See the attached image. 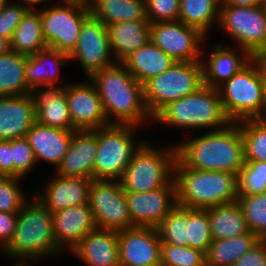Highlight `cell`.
Listing matches in <instances>:
<instances>
[{"label":"cell","mask_w":266,"mask_h":266,"mask_svg":"<svg viewBox=\"0 0 266 266\" xmlns=\"http://www.w3.org/2000/svg\"><path fill=\"white\" fill-rule=\"evenodd\" d=\"M0 176L14 177L12 140H0Z\"/></svg>","instance_id":"7dc6e473"},{"label":"cell","mask_w":266,"mask_h":266,"mask_svg":"<svg viewBox=\"0 0 266 266\" xmlns=\"http://www.w3.org/2000/svg\"><path fill=\"white\" fill-rule=\"evenodd\" d=\"M93 179L56 175L35 193V197L51 212L88 204ZM44 189V190H43Z\"/></svg>","instance_id":"d6986e66"},{"label":"cell","mask_w":266,"mask_h":266,"mask_svg":"<svg viewBox=\"0 0 266 266\" xmlns=\"http://www.w3.org/2000/svg\"><path fill=\"white\" fill-rule=\"evenodd\" d=\"M106 28L116 62H122L151 40V23L148 20L117 22L106 25Z\"/></svg>","instance_id":"484cf974"},{"label":"cell","mask_w":266,"mask_h":266,"mask_svg":"<svg viewBox=\"0 0 266 266\" xmlns=\"http://www.w3.org/2000/svg\"><path fill=\"white\" fill-rule=\"evenodd\" d=\"M220 6L218 0H180L178 20L208 37L213 24L218 26Z\"/></svg>","instance_id":"836d02e7"},{"label":"cell","mask_w":266,"mask_h":266,"mask_svg":"<svg viewBox=\"0 0 266 266\" xmlns=\"http://www.w3.org/2000/svg\"><path fill=\"white\" fill-rule=\"evenodd\" d=\"M12 160L14 163V177L22 179L37 163L33 150L26 138L12 140Z\"/></svg>","instance_id":"b9f144b4"},{"label":"cell","mask_w":266,"mask_h":266,"mask_svg":"<svg viewBox=\"0 0 266 266\" xmlns=\"http://www.w3.org/2000/svg\"><path fill=\"white\" fill-rule=\"evenodd\" d=\"M261 238L252 232L222 240H212L206 255V266H233L249 252Z\"/></svg>","instance_id":"f546056e"},{"label":"cell","mask_w":266,"mask_h":266,"mask_svg":"<svg viewBox=\"0 0 266 266\" xmlns=\"http://www.w3.org/2000/svg\"><path fill=\"white\" fill-rule=\"evenodd\" d=\"M254 61L258 64L262 76H263V80H264V84L266 87V50L265 51H261L257 54H255L253 57Z\"/></svg>","instance_id":"681fc988"},{"label":"cell","mask_w":266,"mask_h":266,"mask_svg":"<svg viewBox=\"0 0 266 266\" xmlns=\"http://www.w3.org/2000/svg\"><path fill=\"white\" fill-rule=\"evenodd\" d=\"M11 51L10 40L0 36V56Z\"/></svg>","instance_id":"816d5d0a"},{"label":"cell","mask_w":266,"mask_h":266,"mask_svg":"<svg viewBox=\"0 0 266 266\" xmlns=\"http://www.w3.org/2000/svg\"><path fill=\"white\" fill-rule=\"evenodd\" d=\"M65 94L70 118L76 130H95L110 125L101 98L89 78L83 83H67Z\"/></svg>","instance_id":"2e32d148"},{"label":"cell","mask_w":266,"mask_h":266,"mask_svg":"<svg viewBox=\"0 0 266 266\" xmlns=\"http://www.w3.org/2000/svg\"><path fill=\"white\" fill-rule=\"evenodd\" d=\"M18 212L17 225L10 242L1 250L15 263H33L57 256L52 213L35 197H29Z\"/></svg>","instance_id":"3957f363"},{"label":"cell","mask_w":266,"mask_h":266,"mask_svg":"<svg viewBox=\"0 0 266 266\" xmlns=\"http://www.w3.org/2000/svg\"><path fill=\"white\" fill-rule=\"evenodd\" d=\"M70 61L77 60L82 66L86 79L101 69L116 64L106 25L90 15L83 23L77 45L69 55Z\"/></svg>","instance_id":"5bb4252c"},{"label":"cell","mask_w":266,"mask_h":266,"mask_svg":"<svg viewBox=\"0 0 266 266\" xmlns=\"http://www.w3.org/2000/svg\"><path fill=\"white\" fill-rule=\"evenodd\" d=\"M20 177L0 176V212L18 213L28 200L20 187Z\"/></svg>","instance_id":"60d3db41"},{"label":"cell","mask_w":266,"mask_h":266,"mask_svg":"<svg viewBox=\"0 0 266 266\" xmlns=\"http://www.w3.org/2000/svg\"><path fill=\"white\" fill-rule=\"evenodd\" d=\"M66 85L64 82L60 85H43L30 89L29 95L34 105L36 122L46 126L76 131L69 114L65 94Z\"/></svg>","instance_id":"ac0fdd59"},{"label":"cell","mask_w":266,"mask_h":266,"mask_svg":"<svg viewBox=\"0 0 266 266\" xmlns=\"http://www.w3.org/2000/svg\"><path fill=\"white\" fill-rule=\"evenodd\" d=\"M36 122L30 95L0 96V140L25 138Z\"/></svg>","instance_id":"cb8c5ba5"},{"label":"cell","mask_w":266,"mask_h":266,"mask_svg":"<svg viewBox=\"0 0 266 266\" xmlns=\"http://www.w3.org/2000/svg\"><path fill=\"white\" fill-rule=\"evenodd\" d=\"M54 238L61 252L73 248L97 228L89 204L72 206L52 213Z\"/></svg>","instance_id":"ffe728a7"},{"label":"cell","mask_w":266,"mask_h":266,"mask_svg":"<svg viewBox=\"0 0 266 266\" xmlns=\"http://www.w3.org/2000/svg\"><path fill=\"white\" fill-rule=\"evenodd\" d=\"M217 89L224 113L231 122L261 117L265 84L253 58Z\"/></svg>","instance_id":"52a82bcc"},{"label":"cell","mask_w":266,"mask_h":266,"mask_svg":"<svg viewBox=\"0 0 266 266\" xmlns=\"http://www.w3.org/2000/svg\"><path fill=\"white\" fill-rule=\"evenodd\" d=\"M265 0H225L221 6L251 7L264 5Z\"/></svg>","instance_id":"c3c4849f"},{"label":"cell","mask_w":266,"mask_h":266,"mask_svg":"<svg viewBox=\"0 0 266 266\" xmlns=\"http://www.w3.org/2000/svg\"><path fill=\"white\" fill-rule=\"evenodd\" d=\"M97 152V129L73 131L72 139L55 175L93 179Z\"/></svg>","instance_id":"44dd1931"},{"label":"cell","mask_w":266,"mask_h":266,"mask_svg":"<svg viewBox=\"0 0 266 266\" xmlns=\"http://www.w3.org/2000/svg\"><path fill=\"white\" fill-rule=\"evenodd\" d=\"M12 266H30V264L29 263H15Z\"/></svg>","instance_id":"11a10c76"},{"label":"cell","mask_w":266,"mask_h":266,"mask_svg":"<svg viewBox=\"0 0 266 266\" xmlns=\"http://www.w3.org/2000/svg\"><path fill=\"white\" fill-rule=\"evenodd\" d=\"M161 266H206L205 252L189 246L161 244Z\"/></svg>","instance_id":"ab89813d"},{"label":"cell","mask_w":266,"mask_h":266,"mask_svg":"<svg viewBox=\"0 0 266 266\" xmlns=\"http://www.w3.org/2000/svg\"><path fill=\"white\" fill-rule=\"evenodd\" d=\"M72 134L73 131L35 122L25 138L33 150L36 162L46 161L56 169L68 151Z\"/></svg>","instance_id":"d4e9b609"},{"label":"cell","mask_w":266,"mask_h":266,"mask_svg":"<svg viewBox=\"0 0 266 266\" xmlns=\"http://www.w3.org/2000/svg\"><path fill=\"white\" fill-rule=\"evenodd\" d=\"M9 0H0V9L8 2Z\"/></svg>","instance_id":"9f6ffc18"},{"label":"cell","mask_w":266,"mask_h":266,"mask_svg":"<svg viewBox=\"0 0 266 266\" xmlns=\"http://www.w3.org/2000/svg\"><path fill=\"white\" fill-rule=\"evenodd\" d=\"M213 240L244 235L249 231L241 206L237 201L206 209Z\"/></svg>","instance_id":"f1b7e54d"},{"label":"cell","mask_w":266,"mask_h":266,"mask_svg":"<svg viewBox=\"0 0 266 266\" xmlns=\"http://www.w3.org/2000/svg\"><path fill=\"white\" fill-rule=\"evenodd\" d=\"M88 204L97 228L117 232L133 228L125 192L119 181L93 179Z\"/></svg>","instance_id":"7c38bea8"},{"label":"cell","mask_w":266,"mask_h":266,"mask_svg":"<svg viewBox=\"0 0 266 266\" xmlns=\"http://www.w3.org/2000/svg\"><path fill=\"white\" fill-rule=\"evenodd\" d=\"M175 62L150 40L121 63L143 85L149 79L168 70Z\"/></svg>","instance_id":"83f0119b"},{"label":"cell","mask_w":266,"mask_h":266,"mask_svg":"<svg viewBox=\"0 0 266 266\" xmlns=\"http://www.w3.org/2000/svg\"><path fill=\"white\" fill-rule=\"evenodd\" d=\"M147 20L156 22L177 21L180 0H145Z\"/></svg>","instance_id":"ee69618b"},{"label":"cell","mask_w":266,"mask_h":266,"mask_svg":"<svg viewBox=\"0 0 266 266\" xmlns=\"http://www.w3.org/2000/svg\"><path fill=\"white\" fill-rule=\"evenodd\" d=\"M259 119L266 121V87L264 90V103H263L262 113H261V117Z\"/></svg>","instance_id":"db71d44e"},{"label":"cell","mask_w":266,"mask_h":266,"mask_svg":"<svg viewBox=\"0 0 266 266\" xmlns=\"http://www.w3.org/2000/svg\"><path fill=\"white\" fill-rule=\"evenodd\" d=\"M120 266H161L156 228L133 227L118 232Z\"/></svg>","instance_id":"e0dca14e"},{"label":"cell","mask_w":266,"mask_h":266,"mask_svg":"<svg viewBox=\"0 0 266 266\" xmlns=\"http://www.w3.org/2000/svg\"><path fill=\"white\" fill-rule=\"evenodd\" d=\"M211 48L209 60H201L203 82L208 87L217 89L252 59L244 49L228 48L225 43L214 44Z\"/></svg>","instance_id":"603a6c76"},{"label":"cell","mask_w":266,"mask_h":266,"mask_svg":"<svg viewBox=\"0 0 266 266\" xmlns=\"http://www.w3.org/2000/svg\"><path fill=\"white\" fill-rule=\"evenodd\" d=\"M212 240L208 211L188 208V246L206 253Z\"/></svg>","instance_id":"f35d334b"},{"label":"cell","mask_w":266,"mask_h":266,"mask_svg":"<svg viewBox=\"0 0 266 266\" xmlns=\"http://www.w3.org/2000/svg\"><path fill=\"white\" fill-rule=\"evenodd\" d=\"M176 203L192 209H207L237 201V174L184 167L177 159L173 167Z\"/></svg>","instance_id":"277c9868"},{"label":"cell","mask_w":266,"mask_h":266,"mask_svg":"<svg viewBox=\"0 0 266 266\" xmlns=\"http://www.w3.org/2000/svg\"><path fill=\"white\" fill-rule=\"evenodd\" d=\"M233 266H266V239H261L249 252L235 261Z\"/></svg>","instance_id":"f6af8a7d"},{"label":"cell","mask_w":266,"mask_h":266,"mask_svg":"<svg viewBox=\"0 0 266 266\" xmlns=\"http://www.w3.org/2000/svg\"><path fill=\"white\" fill-rule=\"evenodd\" d=\"M244 145L245 162H266V121L244 119L238 122Z\"/></svg>","instance_id":"e575fe53"},{"label":"cell","mask_w":266,"mask_h":266,"mask_svg":"<svg viewBox=\"0 0 266 266\" xmlns=\"http://www.w3.org/2000/svg\"><path fill=\"white\" fill-rule=\"evenodd\" d=\"M89 80L101 98L109 124L138 127L152 120L144 103L143 85L121 62L95 72Z\"/></svg>","instance_id":"7a4b0ae2"},{"label":"cell","mask_w":266,"mask_h":266,"mask_svg":"<svg viewBox=\"0 0 266 266\" xmlns=\"http://www.w3.org/2000/svg\"><path fill=\"white\" fill-rule=\"evenodd\" d=\"M125 199L133 227L156 228L177 205L174 180L146 193L125 192Z\"/></svg>","instance_id":"9a60e30c"},{"label":"cell","mask_w":266,"mask_h":266,"mask_svg":"<svg viewBox=\"0 0 266 266\" xmlns=\"http://www.w3.org/2000/svg\"><path fill=\"white\" fill-rule=\"evenodd\" d=\"M70 61L68 54L52 48L25 56V77L29 88L43 85H59L60 68Z\"/></svg>","instance_id":"4316f807"},{"label":"cell","mask_w":266,"mask_h":266,"mask_svg":"<svg viewBox=\"0 0 266 266\" xmlns=\"http://www.w3.org/2000/svg\"><path fill=\"white\" fill-rule=\"evenodd\" d=\"M18 2L28 5L30 8H36L37 5L43 4V2L47 3V0H17Z\"/></svg>","instance_id":"f5cc1de1"},{"label":"cell","mask_w":266,"mask_h":266,"mask_svg":"<svg viewBox=\"0 0 266 266\" xmlns=\"http://www.w3.org/2000/svg\"><path fill=\"white\" fill-rule=\"evenodd\" d=\"M204 85L202 62H175L168 70L143 84V99L153 118L168 103Z\"/></svg>","instance_id":"ba28073f"},{"label":"cell","mask_w":266,"mask_h":266,"mask_svg":"<svg viewBox=\"0 0 266 266\" xmlns=\"http://www.w3.org/2000/svg\"><path fill=\"white\" fill-rule=\"evenodd\" d=\"M178 129H209L226 127L231 121L224 113L218 89L203 85L197 91L164 106L152 122Z\"/></svg>","instance_id":"5b68a950"},{"label":"cell","mask_w":266,"mask_h":266,"mask_svg":"<svg viewBox=\"0 0 266 266\" xmlns=\"http://www.w3.org/2000/svg\"><path fill=\"white\" fill-rule=\"evenodd\" d=\"M150 37L176 62L201 61L207 44L204 34L179 20L152 23Z\"/></svg>","instance_id":"4fadbf2b"},{"label":"cell","mask_w":266,"mask_h":266,"mask_svg":"<svg viewBox=\"0 0 266 266\" xmlns=\"http://www.w3.org/2000/svg\"><path fill=\"white\" fill-rule=\"evenodd\" d=\"M238 195L250 196L266 192V162H245L237 174Z\"/></svg>","instance_id":"74e56055"},{"label":"cell","mask_w":266,"mask_h":266,"mask_svg":"<svg viewBox=\"0 0 266 266\" xmlns=\"http://www.w3.org/2000/svg\"><path fill=\"white\" fill-rule=\"evenodd\" d=\"M36 7L40 12L42 33L48 48L70 55L75 49L81 27L90 9L75 4Z\"/></svg>","instance_id":"8fae6325"},{"label":"cell","mask_w":266,"mask_h":266,"mask_svg":"<svg viewBox=\"0 0 266 266\" xmlns=\"http://www.w3.org/2000/svg\"><path fill=\"white\" fill-rule=\"evenodd\" d=\"M60 2H62V4H75L90 9L93 0H61Z\"/></svg>","instance_id":"f907efd6"},{"label":"cell","mask_w":266,"mask_h":266,"mask_svg":"<svg viewBox=\"0 0 266 266\" xmlns=\"http://www.w3.org/2000/svg\"><path fill=\"white\" fill-rule=\"evenodd\" d=\"M150 144L144 139L118 180L124 192L146 193L173 179L176 145L157 148Z\"/></svg>","instance_id":"8992f818"},{"label":"cell","mask_w":266,"mask_h":266,"mask_svg":"<svg viewBox=\"0 0 266 266\" xmlns=\"http://www.w3.org/2000/svg\"><path fill=\"white\" fill-rule=\"evenodd\" d=\"M220 4L224 3L225 0H218Z\"/></svg>","instance_id":"6f0895ef"},{"label":"cell","mask_w":266,"mask_h":266,"mask_svg":"<svg viewBox=\"0 0 266 266\" xmlns=\"http://www.w3.org/2000/svg\"><path fill=\"white\" fill-rule=\"evenodd\" d=\"M87 266H120L118 232L96 228L71 250Z\"/></svg>","instance_id":"7402d4cb"},{"label":"cell","mask_w":266,"mask_h":266,"mask_svg":"<svg viewBox=\"0 0 266 266\" xmlns=\"http://www.w3.org/2000/svg\"><path fill=\"white\" fill-rule=\"evenodd\" d=\"M10 47L14 52L25 56L34 55L47 48L37 8H30L23 16L10 40Z\"/></svg>","instance_id":"1f68e13d"},{"label":"cell","mask_w":266,"mask_h":266,"mask_svg":"<svg viewBox=\"0 0 266 266\" xmlns=\"http://www.w3.org/2000/svg\"><path fill=\"white\" fill-rule=\"evenodd\" d=\"M29 9L26 4L9 0L0 9V36L11 40L16 27Z\"/></svg>","instance_id":"7bdbcfd3"},{"label":"cell","mask_w":266,"mask_h":266,"mask_svg":"<svg viewBox=\"0 0 266 266\" xmlns=\"http://www.w3.org/2000/svg\"><path fill=\"white\" fill-rule=\"evenodd\" d=\"M176 145V159L187 168L238 174L244 167V145L238 122L210 130Z\"/></svg>","instance_id":"6da1fadb"},{"label":"cell","mask_w":266,"mask_h":266,"mask_svg":"<svg viewBox=\"0 0 266 266\" xmlns=\"http://www.w3.org/2000/svg\"><path fill=\"white\" fill-rule=\"evenodd\" d=\"M18 213L0 212V251L10 242L17 225Z\"/></svg>","instance_id":"bcb514c9"},{"label":"cell","mask_w":266,"mask_h":266,"mask_svg":"<svg viewBox=\"0 0 266 266\" xmlns=\"http://www.w3.org/2000/svg\"><path fill=\"white\" fill-rule=\"evenodd\" d=\"M218 26L251 57L266 50L265 5L251 7L220 6Z\"/></svg>","instance_id":"30bf717a"},{"label":"cell","mask_w":266,"mask_h":266,"mask_svg":"<svg viewBox=\"0 0 266 266\" xmlns=\"http://www.w3.org/2000/svg\"><path fill=\"white\" fill-rule=\"evenodd\" d=\"M135 125H117L97 129V152L93 179L118 181L132 159L135 151L144 142L135 140Z\"/></svg>","instance_id":"9c48e42d"},{"label":"cell","mask_w":266,"mask_h":266,"mask_svg":"<svg viewBox=\"0 0 266 266\" xmlns=\"http://www.w3.org/2000/svg\"><path fill=\"white\" fill-rule=\"evenodd\" d=\"M90 14L105 25L147 20L145 0H93Z\"/></svg>","instance_id":"4dcf8cb0"},{"label":"cell","mask_w":266,"mask_h":266,"mask_svg":"<svg viewBox=\"0 0 266 266\" xmlns=\"http://www.w3.org/2000/svg\"><path fill=\"white\" fill-rule=\"evenodd\" d=\"M156 230L161 244L188 246V208L177 204Z\"/></svg>","instance_id":"d590c367"},{"label":"cell","mask_w":266,"mask_h":266,"mask_svg":"<svg viewBox=\"0 0 266 266\" xmlns=\"http://www.w3.org/2000/svg\"><path fill=\"white\" fill-rule=\"evenodd\" d=\"M245 221L250 232L266 239V192L250 196H238Z\"/></svg>","instance_id":"8d00e7d4"},{"label":"cell","mask_w":266,"mask_h":266,"mask_svg":"<svg viewBox=\"0 0 266 266\" xmlns=\"http://www.w3.org/2000/svg\"><path fill=\"white\" fill-rule=\"evenodd\" d=\"M24 69L25 55L11 50L0 56V96L29 94Z\"/></svg>","instance_id":"d6a6232c"}]
</instances>
